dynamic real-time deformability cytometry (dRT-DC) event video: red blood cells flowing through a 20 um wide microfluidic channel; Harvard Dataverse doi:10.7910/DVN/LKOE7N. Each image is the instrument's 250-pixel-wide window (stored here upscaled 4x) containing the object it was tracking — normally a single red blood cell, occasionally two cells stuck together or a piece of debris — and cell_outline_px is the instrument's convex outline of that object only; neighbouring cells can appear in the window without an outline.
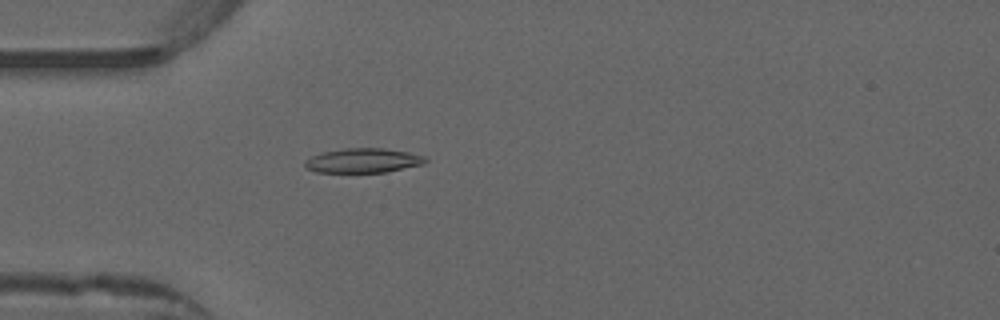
{"species": "common noctule bat (a hibernating species)", "species_latin": "Nyctalus noctula", "temperature_condition": "warm", "stored_images_in_passage": 45, "camera_frame_rate_fps": 3000, "um_per_image_px": 0.085, "animal": {"sex": "male", "forearm_length_mm": 52.5}, "frame": {"image": 1, "passage_image": 8, "time_ms": 2.333, "image_size_px": [1000, 320], "cell_outline_px": [[428, 160], [424, 164], [384, 172], [316, 172], [304, 168], [304, 160], [312, 156], [324, 152], [344, 148], [384, 148], [408, 152], [424, 156]], "centroid_in_image_um": [30.84, 13.64], "position_along_channel_um": 54.2, "area_um2": 17.17}}
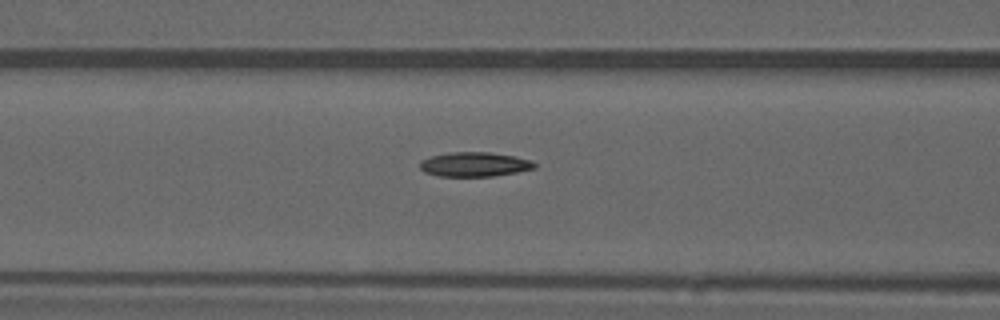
{"frame": {"image": 2, "passage_image": 14, "time_ms": 4.333, "image_size_px": [1000, 320], "cell_outline_px": [[536, 168], [516, 172], [492, 176], [436, 176], [424, 172], [420, 168], [420, 160], [432, 156], [448, 152], [488, 152], [516, 156], [532, 160], [536, 164]], "centroid_in_image_um": [40.33, 13.96], "position_along_channel_um": 126.3, "area_um2": 16.42}}
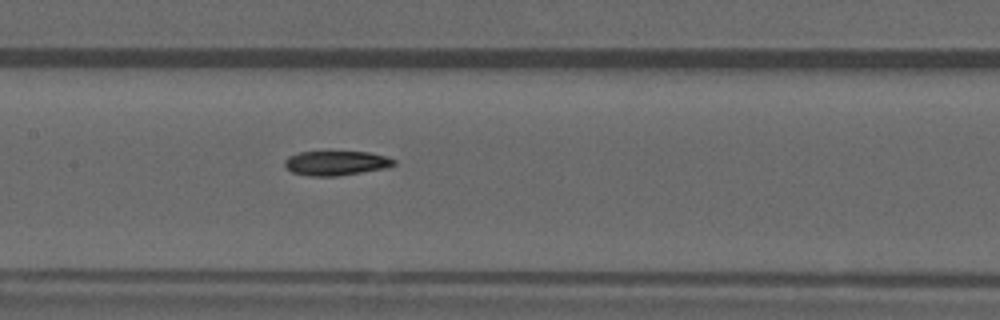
{"frame": {"image": 3, "passage_image": 18, "time_ms": 5.667, "image_size_px": [1000, 320], "cell_outline_px": [[396, 164], [384, 168], [336, 176], [308, 176], [292, 172], [284, 164], [284, 160], [288, 156], [300, 152], [368, 152], [384, 156], [396, 160]], "centroid_in_image_um": [28.54, 13.86], "position_along_channel_um": 178.9, "area_um2": 15.37}}